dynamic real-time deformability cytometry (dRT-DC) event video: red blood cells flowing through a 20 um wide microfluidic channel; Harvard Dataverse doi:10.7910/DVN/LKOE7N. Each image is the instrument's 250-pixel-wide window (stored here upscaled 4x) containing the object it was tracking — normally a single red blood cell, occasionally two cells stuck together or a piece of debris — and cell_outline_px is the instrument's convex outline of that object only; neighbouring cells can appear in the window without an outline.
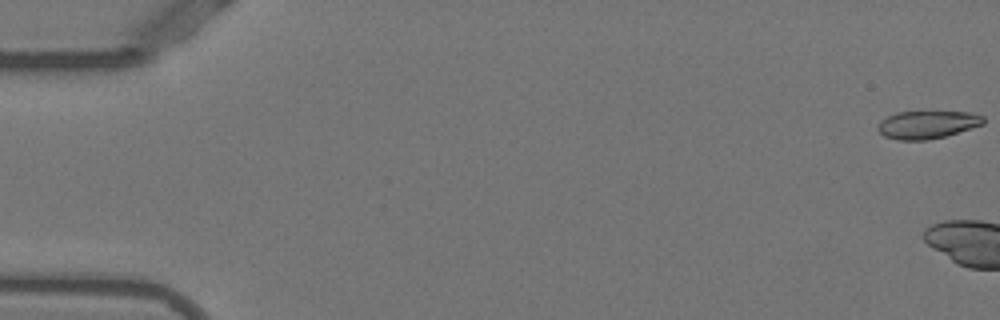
{"species": "Egyptian fruit bat (a non-hibernating species)", "species_latin": "Rousettus aegyptiacus", "temperature_condition": "warm", "stored_images_in_passage": 4, "camera_frame_rate_fps": 3000, "um_per_image_px": 0.085, "animal": {"sex": "female"}, "frame": {"image": 1, "passage_image": 1, "time_ms": 0.0, "image_size_px": [1000, 320], "cell_outline_px": [[984, 124], [944, 136], [928, 140], [896, 140], [884, 136], [876, 128], [880, 120], [896, 112], [968, 112], [984, 116]], "centroid_in_image_um": [78.78, 10.6], "position_along_channel_um": 6.2, "area_um2": 17.05}}